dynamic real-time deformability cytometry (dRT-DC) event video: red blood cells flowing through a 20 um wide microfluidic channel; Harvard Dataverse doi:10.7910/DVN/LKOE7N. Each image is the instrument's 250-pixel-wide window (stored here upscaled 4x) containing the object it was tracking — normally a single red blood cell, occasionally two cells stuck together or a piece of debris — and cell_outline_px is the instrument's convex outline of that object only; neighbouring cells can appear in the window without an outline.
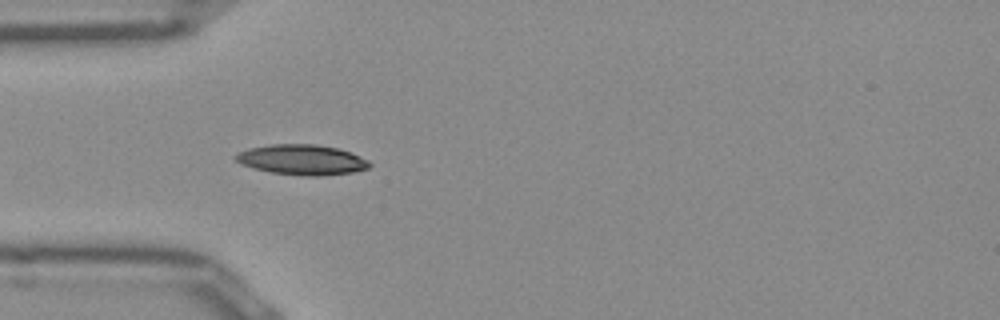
{"species": "Egyptian fruit bat (a non-hibernating species)", "species_latin": "Rousettus aegyptiacus", "temperature_condition": "room temperature", "stored_images_in_passage": 38, "camera_frame_rate_fps": 3000, "um_per_image_px": 0.085, "frame": {"image": 1, "passage_image": 1, "time_ms": 0.0, "image_size_px": [1000, 320], "cell_outline_px": [[372, 164], [368, 168], [352, 172], [320, 176], [308, 176], [272, 172], [252, 168], [240, 164], [232, 156], [248, 148], [272, 144], [316, 144], [336, 148], [348, 152], [368, 160]], "centroid_in_image_um": [25.62, 13.57], "position_along_channel_um": 59.4, "area_um2": 23.41}}
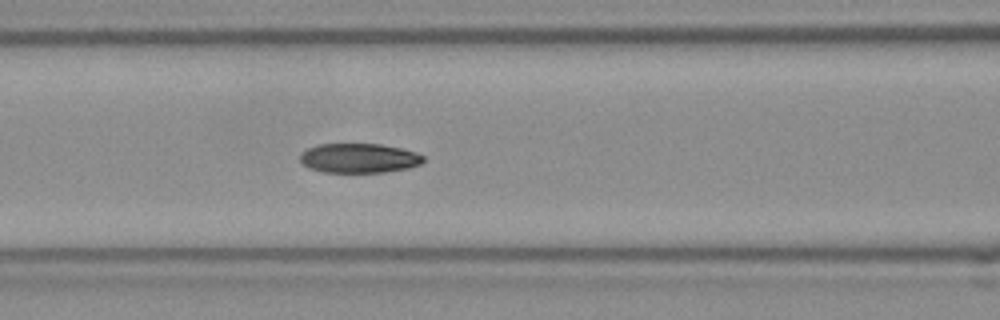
{"frame": {"image": 2, "passage_image": 7, "time_ms": 2.0, "image_size_px": [1000, 320], "cell_outline_px": [[424, 160], [420, 164], [408, 168], [384, 172], [324, 172], [308, 168], [300, 160], [300, 156], [308, 148], [320, 144], [380, 144], [400, 148], [416, 152], [424, 156]], "centroid_in_image_um": [30.53, 13.44], "position_along_channel_um": 136.1, "area_um2": 21.04}}
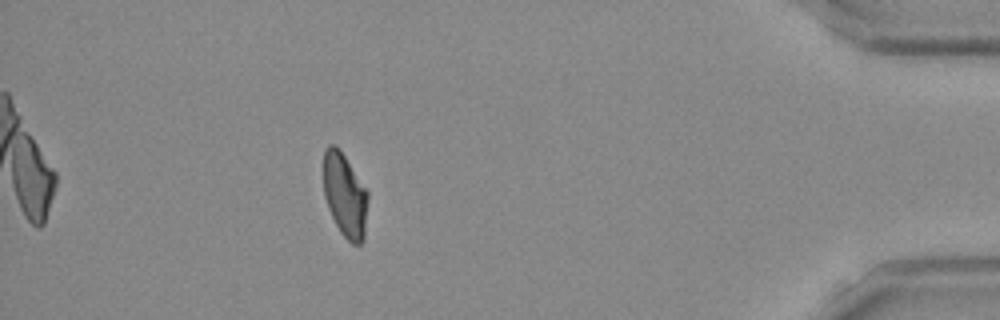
{"frame": {"image": 3, "passage_image": 32, "time_ms": 10.333, "image_size_px": [1000, 320], "cell_outline_px": [[368, 200], [364, 240], [360, 244], [352, 244], [340, 232], [328, 208], [324, 196], [324, 152], [328, 144], [332, 144], [344, 156], [368, 192]], "centroid_in_image_um": [29.32, 16.64], "position_along_channel_um": 405.9, "area_um2": 21.39}, "authors_computed_cell_mechanics": {"area_um2": 22.0218, "velocity_mm_per_s": 3.8949, "shape_relaxation_time_tau1_ms": 6.713, "shape_relaxation_time_tau2_ms": 3.1765, "deformation_change_tau1": 0.1807, "deformation_change_tau2": 0.0845}}